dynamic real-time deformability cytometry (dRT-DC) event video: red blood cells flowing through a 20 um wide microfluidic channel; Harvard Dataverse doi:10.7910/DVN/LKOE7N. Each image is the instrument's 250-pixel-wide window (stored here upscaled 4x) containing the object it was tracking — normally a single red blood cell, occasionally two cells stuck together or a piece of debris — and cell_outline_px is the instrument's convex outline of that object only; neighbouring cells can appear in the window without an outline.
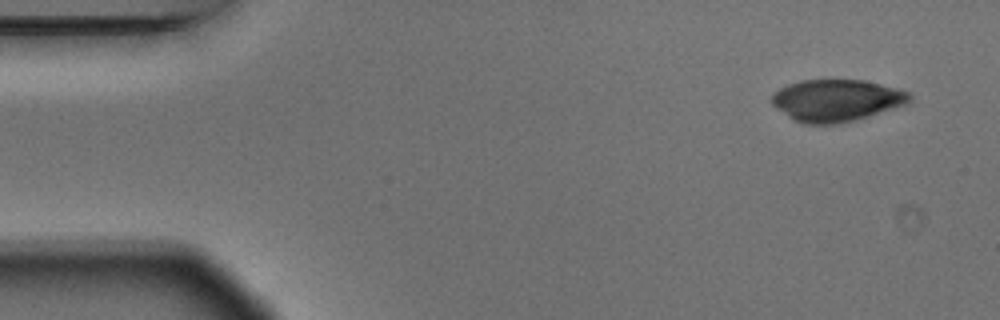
{"species": "Egyptian fruit bat (a non-hibernating species)", "species_latin": "Rousettus aegyptiacus", "temperature_condition": "warm", "stored_images_in_passage": 4, "camera_frame_rate_fps": 3000, "um_per_image_px": 0.085, "animal": {"sex": "male"}, "frame": {"image": 1, "passage_image": 1, "time_ms": 0.0, "image_size_px": [1000, 320], "cell_outline_px": [[912, 104], [840, 124], [804, 124], [788, 116], [776, 108], [772, 104], [772, 96], [780, 88], [788, 84], [800, 80], [864, 80], [900, 88], [912, 92]], "centroid_in_image_um": [71.2, 8.53], "position_along_channel_um": 13.8, "area_um2": 34.16}}